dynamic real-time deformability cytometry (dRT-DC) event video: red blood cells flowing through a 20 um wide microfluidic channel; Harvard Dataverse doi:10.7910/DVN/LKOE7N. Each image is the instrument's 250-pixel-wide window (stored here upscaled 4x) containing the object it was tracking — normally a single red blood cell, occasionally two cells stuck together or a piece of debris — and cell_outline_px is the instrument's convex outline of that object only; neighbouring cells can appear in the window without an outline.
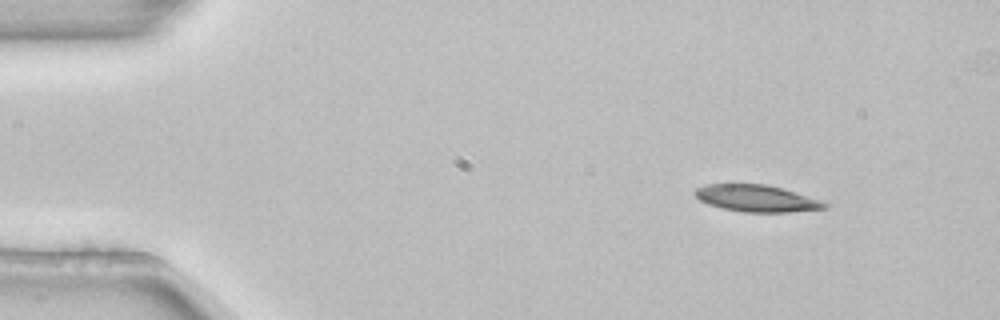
{"species": "common noctule bat (a hibernating species)", "species_latin": "Nyctalus noctula", "temperature_condition": "room temperature", "stored_images_in_passage": 3, "camera_frame_rate_fps": 3000, "um_per_image_px": 0.085, "animal": {"sex": "female", "body_mass_g": 22.7, "forearm_length_mm": 54.2}, "frame": {"image": 1, "passage_image": 1, "time_ms": 0.0, "image_size_px": [1000, 320], "cell_outline_px": [[828, 208], [788, 212], [744, 212], [724, 208], [708, 204], [700, 200], [692, 192], [696, 188], [708, 184], [768, 184], [784, 188], [820, 200], [828, 204]], "centroid_in_image_um": [64.32, 16.85], "position_along_channel_um": 20.7, "area_um2": 20.23}}